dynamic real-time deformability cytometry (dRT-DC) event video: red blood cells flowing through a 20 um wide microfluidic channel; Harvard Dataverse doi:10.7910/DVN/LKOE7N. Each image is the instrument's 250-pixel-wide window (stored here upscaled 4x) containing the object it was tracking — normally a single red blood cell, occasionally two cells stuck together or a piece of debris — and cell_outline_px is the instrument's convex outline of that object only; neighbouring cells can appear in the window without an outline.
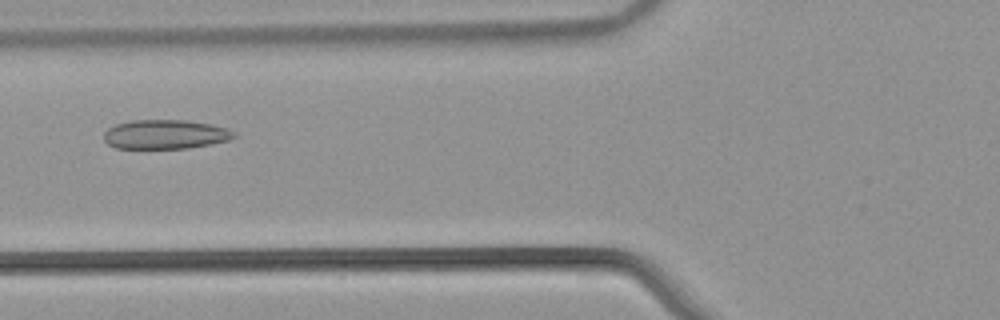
{"species": "common noctule bat (a hibernating species)", "species_latin": "Nyctalus noctula", "temperature_condition": "warm", "stored_images_in_passage": 52, "camera_frame_rate_fps": 3000, "um_per_image_px": 0.085, "animal": {"sex": "male", "body_mass_g": 21.5, "forearm_length_mm": 52.0}, "frame": {"image": 1, "passage_image": 20, "time_ms": 6.333, "image_size_px": [1000, 320], "cell_outline_px": [[236, 136], [228, 140], [188, 148], [116, 148], [108, 144], [104, 140], [104, 132], [108, 128], [116, 124], [132, 120], [184, 120], [212, 124], [228, 128], [236, 132]], "centroid_in_image_um": [14.05, 11.41], "position_along_channel_um": 111.7, "area_um2": 22.14}}
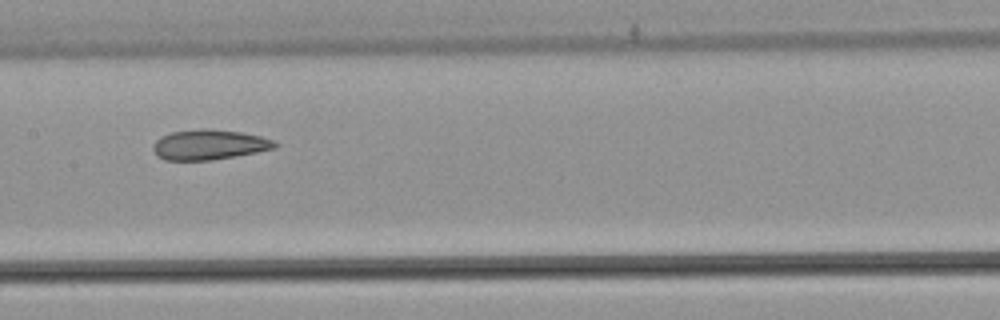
{"frame": {"image": 2, "passage_image": 26, "time_ms": 8.333, "image_size_px": [1000, 320], "cell_outline_px": [[280, 144], [276, 148], [236, 156], [212, 160], [164, 160], [156, 156], [152, 148], [152, 144], [160, 136], [172, 132], [200, 128], [212, 128], [240, 132], [260, 136], [272, 140]], "centroid_in_image_um": [17.75, 12.29], "position_along_channel_um": 189.6, "area_um2": 21.62}}
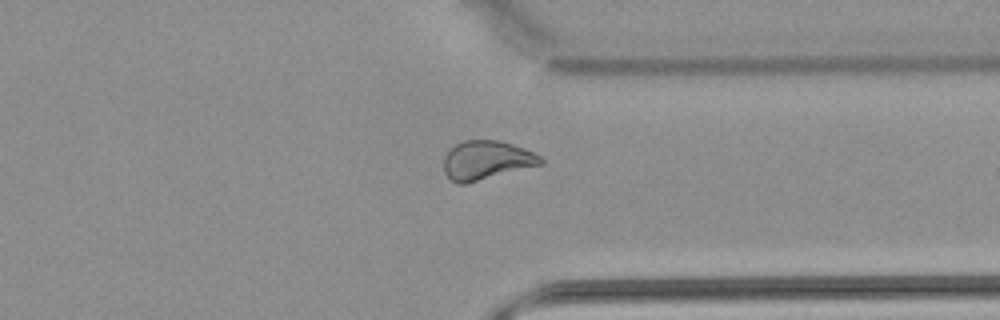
{"frame": {"image": 3, "passage_image": 40, "time_ms": 13.0, "image_size_px": [1000, 320], "cell_outline_px": [[544, 164], [464, 184], [456, 184], [444, 172], [444, 156], [456, 144], [464, 140], [500, 140], [524, 148], [540, 156], [544, 160]], "centroid_in_image_um": [41.36, 13.62], "position_along_channel_um": 370.0, "area_um2": 21.91}, "authors_computed_cell_mechanics": {"area_um2": 23.7558, "velocity_mm_per_s": 3.8848, "shape_relaxation_time_tau1_ms": null, "shape_relaxation_time_tau2_ms": 2.759, "deformation_change_tau1": null, "deformation_change_tau2": 0.0929}}